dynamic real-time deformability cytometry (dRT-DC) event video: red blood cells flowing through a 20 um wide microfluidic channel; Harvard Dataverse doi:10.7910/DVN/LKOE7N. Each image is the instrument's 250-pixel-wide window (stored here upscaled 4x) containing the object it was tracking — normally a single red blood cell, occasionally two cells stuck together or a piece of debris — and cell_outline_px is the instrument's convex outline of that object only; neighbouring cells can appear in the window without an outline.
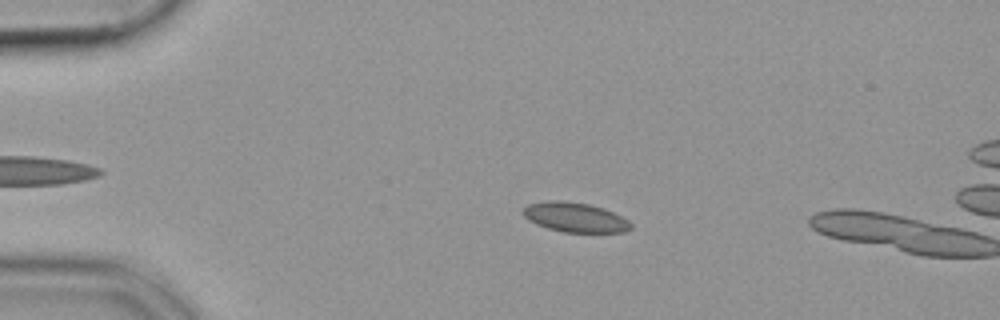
{"species": "common noctule bat (a hibernating species)", "species_latin": "Nyctalus noctula", "temperature_condition": "cold", "stored_images_in_passage": 55, "camera_frame_rate_fps": 3000, "um_per_image_px": 0.085, "animal": {"sex": "female", "body_mass_g": 19.9}, "frame": {"image": 1, "passage_image": 12, "time_ms": 3.667, "image_size_px": [1000, 320], "cell_outline_px": [[632, 228], [624, 232], [564, 232], [548, 228], [536, 224], [528, 220], [520, 212], [528, 204], [548, 200], [560, 200], [588, 204], [604, 208], [628, 220], [632, 224]], "centroid_in_image_um": [48.85, 18.47], "position_along_channel_um": 36.1, "area_um2": 18.61}}
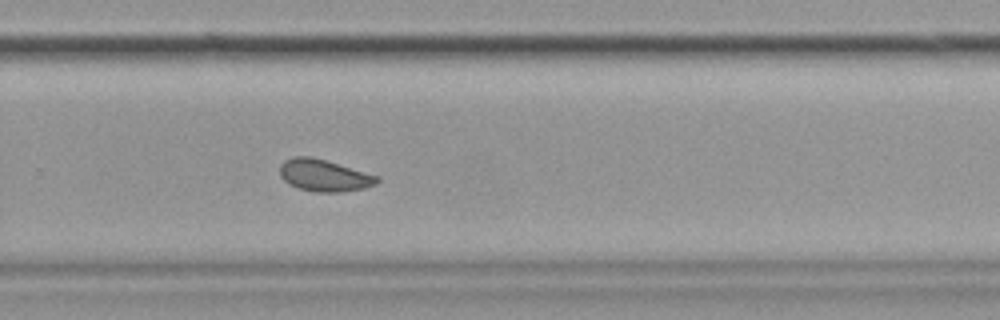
{"frame": {"image": 2, "passage_image": 37, "time_ms": 12.0, "image_size_px": [1000, 320], "cell_outline_px": [[380, 180], [376, 184], [364, 188], [340, 192], [316, 192], [296, 188], [288, 184], [280, 176], [280, 164], [284, 160], [292, 156], [312, 156], [380, 176]], "centroid_in_image_um": [27.53, 14.9], "position_along_channel_um": 302.3, "area_um2": 18.32}}
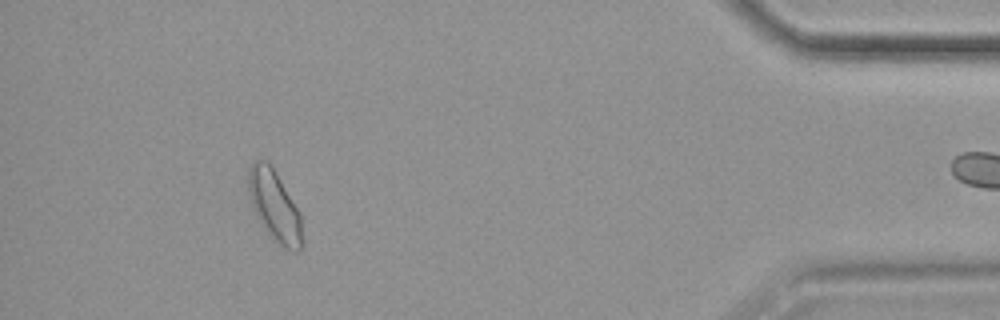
{"frame": {"image": 3, "passage_image": 50, "time_ms": 16.333, "image_size_px": [1000, 320], "cell_outline_px": [[304, 244], [300, 252], [292, 252], [276, 244], [268, 236], [256, 216], [252, 208], [248, 192], [248, 168], [256, 160], [268, 160], [272, 164], [296, 208], [300, 216], [304, 240]], "centroid_in_image_um": [23.33, 17.57], "position_along_channel_um": 411.9, "area_um2": 22.77}}